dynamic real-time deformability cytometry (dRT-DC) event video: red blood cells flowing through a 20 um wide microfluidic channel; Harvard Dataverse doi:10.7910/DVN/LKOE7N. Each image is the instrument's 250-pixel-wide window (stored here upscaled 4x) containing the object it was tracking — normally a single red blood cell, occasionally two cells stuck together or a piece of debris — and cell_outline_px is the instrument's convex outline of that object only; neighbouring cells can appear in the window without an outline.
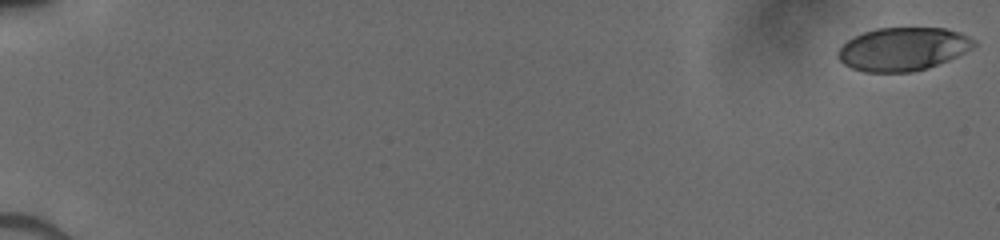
{"species": "human", "species_latin": "Homo sapiens", "temperature_condition": "cold", "stored_images_in_passage": 52, "camera_frame_rate_fps": 3000, "um_per_image_px": 0.085, "donor": {"sex": "male"}, "frame": {"image": 1, "passage_image": 1, "time_ms": 0.0, "image_size_px": [1000, 240], "cell_outline_px": [[976, 44], [972, 48], [948, 60], [928, 68], [912, 72], [864, 72], [852, 68], [844, 64], [840, 60], [840, 48], [848, 40], [864, 32], [876, 28], [944, 28], [960, 32], [976, 40]], "centroid_in_image_um": [76.78, 4.17], "position_along_channel_um": 8.2, "area_um2": 33.99}}
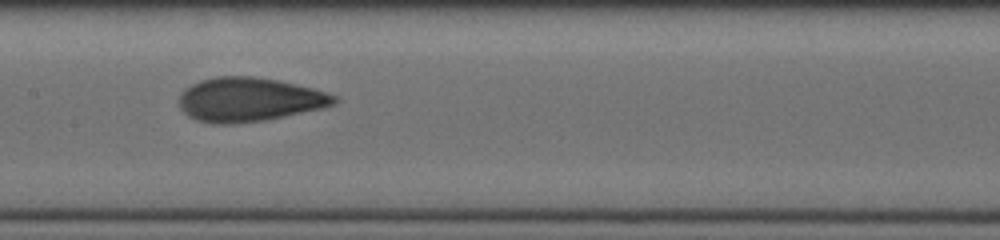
{"frame": {"image": 2, "passage_image": 29, "time_ms": 9.333, "image_size_px": [1000, 240], "cell_outline_px": [[340, 100], [332, 104], [320, 108], [264, 120], [228, 124], [212, 124], [196, 120], [188, 116], [180, 108], [180, 92], [184, 88], [200, 80], [216, 76], [252, 76], [276, 80], [312, 88], [328, 92], [336, 96]], "centroid_in_image_um": [21.13, 8.46], "position_along_channel_um": 186.3, "area_um2": 39.54}}
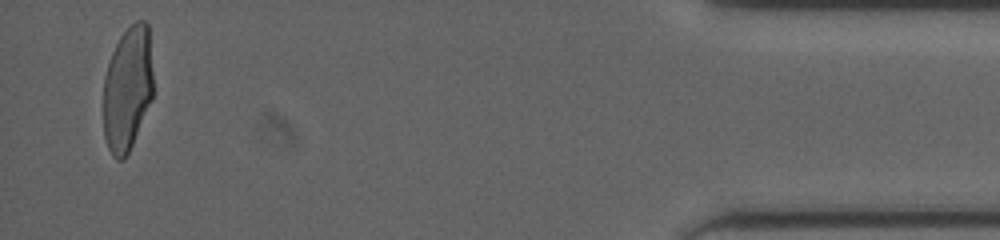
{"frame": {"image": 3, "passage_image": 51, "time_ms": 16.667, "image_size_px": [1000, 240], "cell_outline_px": [[152, 100], [132, 144], [128, 152], [120, 160], [116, 160], [112, 156], [108, 148], [104, 136], [104, 76], [112, 52], [120, 36], [136, 20], [144, 20], [148, 24], [152, 72]], "centroid_in_image_um": [10.84, 7.53], "position_along_channel_um": 424.4, "area_um2": 35.95}}